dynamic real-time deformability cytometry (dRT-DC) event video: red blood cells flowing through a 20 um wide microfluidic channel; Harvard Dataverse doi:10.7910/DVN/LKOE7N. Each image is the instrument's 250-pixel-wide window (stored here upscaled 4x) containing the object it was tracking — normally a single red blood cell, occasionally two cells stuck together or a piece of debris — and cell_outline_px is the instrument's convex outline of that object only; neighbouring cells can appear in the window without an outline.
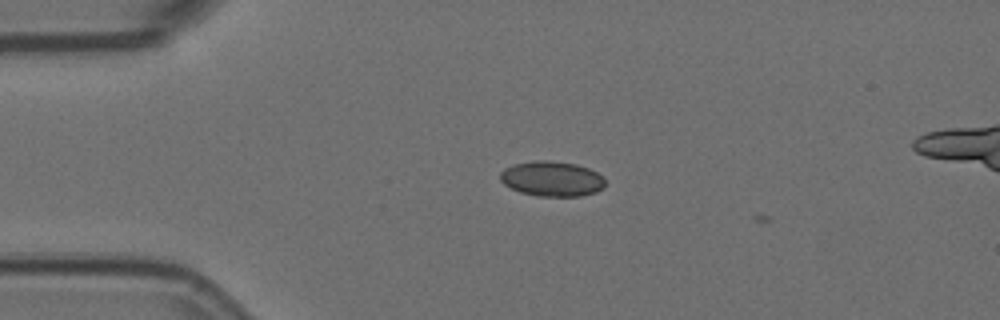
{"species": "Egyptian fruit bat (a non-hibernating species)", "species_latin": "Rousettus aegyptiacus", "temperature_condition": "room temperature", "stored_images_in_passage": 3, "camera_frame_rate_fps": 3000, "um_per_image_px": 0.085, "animal": {"sex": "female"}, "frame": {"image": 1, "passage_image": 2, "time_ms": 0.333, "image_size_px": [1000, 320], "cell_outline_px": [[604, 188], [596, 192], [580, 196], [536, 196], [520, 192], [504, 184], [500, 180], [500, 172], [504, 168], [512, 164], [536, 160], [548, 160], [576, 164], [588, 168], [604, 176]], "centroid_in_image_um": [46.9, 15.19], "position_along_channel_um": 38.1, "area_um2": 21.62}}